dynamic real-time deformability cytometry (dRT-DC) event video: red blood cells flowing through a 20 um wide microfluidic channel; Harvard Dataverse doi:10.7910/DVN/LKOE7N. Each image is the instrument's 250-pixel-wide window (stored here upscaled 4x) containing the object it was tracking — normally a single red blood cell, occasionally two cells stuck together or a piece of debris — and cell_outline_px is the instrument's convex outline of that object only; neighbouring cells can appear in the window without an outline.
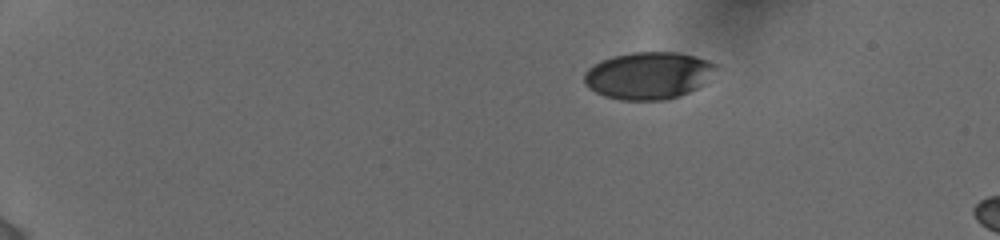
{"species": "human", "species_latin": "Homo sapiens", "temperature_condition": "cold", "stored_images_in_passage": 5, "camera_frame_rate_fps": 3000, "um_per_image_px": 0.085, "donor": {"sex": "female"}, "frame": {"image": 1, "passage_image": 1, "time_ms": 0.0, "image_size_px": [1000, 240], "cell_outline_px": [[716, 64], [704, 84], [688, 92], [664, 100], [620, 100], [604, 96], [596, 92], [584, 84], [584, 72], [588, 68], [600, 60], [612, 56], [632, 52], [676, 52], [692, 56]], "centroid_in_image_um": [55.03, 6.42], "position_along_channel_um": 30.0, "area_um2": 35.84}}